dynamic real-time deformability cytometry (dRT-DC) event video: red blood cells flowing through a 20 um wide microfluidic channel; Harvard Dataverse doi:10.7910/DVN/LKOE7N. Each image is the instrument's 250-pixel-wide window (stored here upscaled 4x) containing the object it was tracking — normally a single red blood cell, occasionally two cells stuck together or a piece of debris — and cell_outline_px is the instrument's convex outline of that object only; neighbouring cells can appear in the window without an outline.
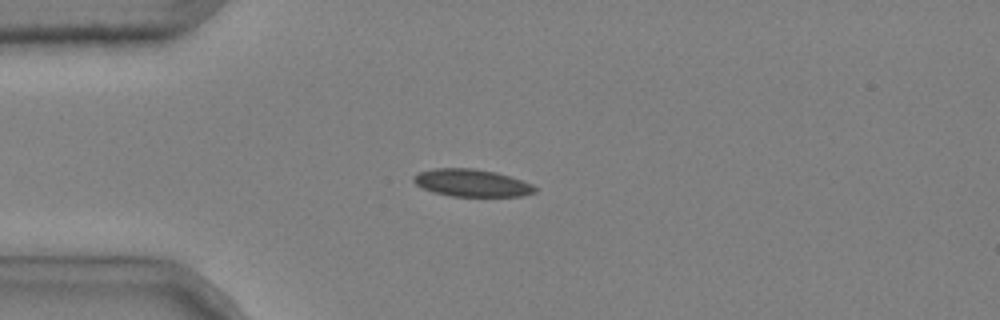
{"species": "common noctule bat (a hibernating species)", "species_latin": "Nyctalus noctula", "temperature_condition": "cold", "stored_images_in_passage": 6, "camera_frame_rate_fps": 3000, "um_per_image_px": 0.085, "animal": {"sex": "male", "body_mass_g": 20.4}, "frame": {"image": 1, "passage_image": 1, "time_ms": 0.0, "image_size_px": [1000, 320], "cell_outline_px": [[536, 192], [520, 196], [452, 196], [432, 192], [416, 184], [412, 180], [412, 176], [420, 172], [432, 168], [472, 168], [496, 172], [532, 184], [536, 188]], "centroid_in_image_um": [40.06, 15.54], "position_along_channel_um": 44.9, "area_um2": 19.25}}
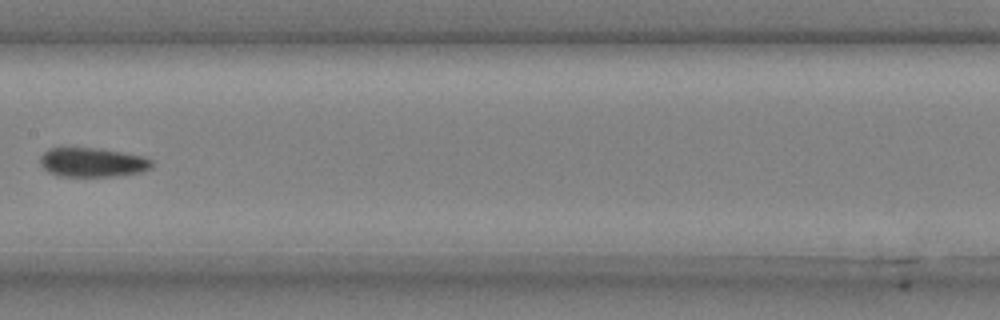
{"frame": {"image": 2, "passage_image": 5, "time_ms": 1.333, "image_size_px": [1000, 320], "cell_outline_px": [[152, 168], [140, 172], [112, 176], [56, 176], [48, 172], [40, 164], [40, 156], [48, 148], [96, 148], [144, 156], [152, 160]], "centroid_in_image_um": [7.83, 13.8], "position_along_channel_um": 199.6, "area_um2": 18.96}}
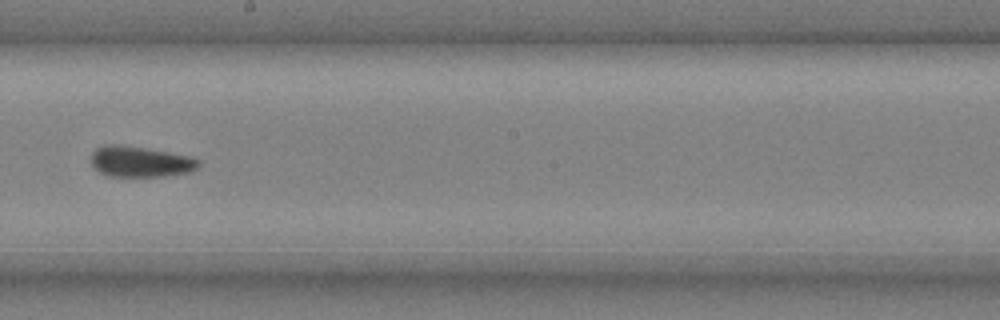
{"frame": {"image": 3, "passage_image": 6, "time_ms": 1.667, "image_size_px": [1000, 320], "cell_outline_px": [[200, 164], [192, 172], [164, 176], [108, 176], [100, 172], [92, 164], [92, 152], [96, 148], [104, 144], [120, 144], [168, 152], [188, 156], [200, 160]], "centroid_in_image_um": [11.93, 13.74], "position_along_channel_um": 236.3, "area_um2": 19.19}}